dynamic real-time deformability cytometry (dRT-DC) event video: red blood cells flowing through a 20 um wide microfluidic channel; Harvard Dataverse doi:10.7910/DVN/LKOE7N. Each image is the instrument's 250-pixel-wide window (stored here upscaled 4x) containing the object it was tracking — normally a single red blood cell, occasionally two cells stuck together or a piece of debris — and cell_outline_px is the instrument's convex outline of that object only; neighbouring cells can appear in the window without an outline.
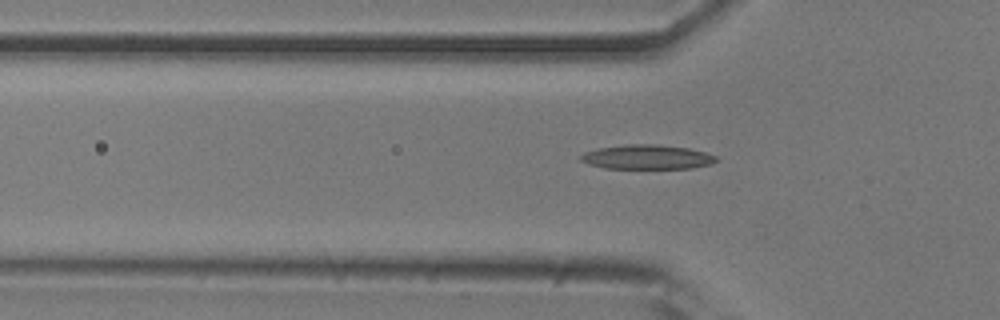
{"species": "common noctule bat (a hibernating species)", "species_latin": "Nyctalus noctula", "temperature_condition": "room temperature", "stored_images_in_passage": 48, "camera_frame_rate_fps": 3000, "um_per_image_px": 0.085, "animal": {"sex": "male", "body_mass_g": 20.5, "forearm_length_mm": 52.5}, "frame": {"image": 1, "passage_image": 11, "time_ms": 3.333, "image_size_px": [1000, 320], "cell_outline_px": [[720, 160], [708, 164], [692, 168], [604, 168], [588, 164], [580, 160], [580, 156], [584, 152], [600, 148], [628, 144], [656, 144], [688, 148], [704, 152], [716, 156]], "centroid_in_image_um": [54.99, 13.34], "position_along_channel_um": 70.8, "area_um2": 19.13}}
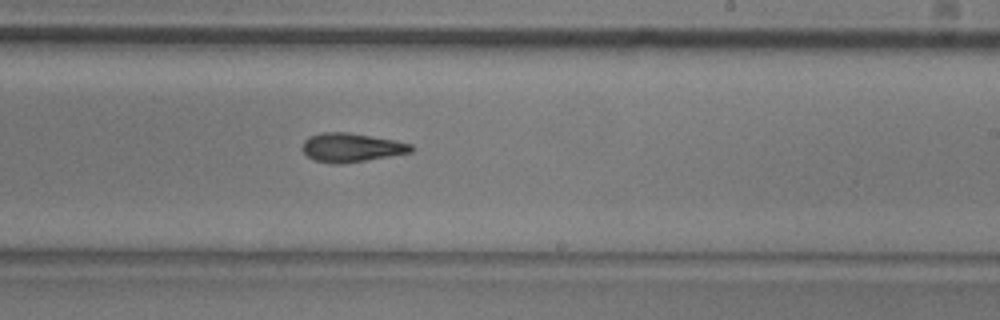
{"frame": {"image": 2, "passage_image": 26, "time_ms": 8.333, "image_size_px": [1000, 320], "cell_outline_px": [[416, 148], [412, 152], [340, 164], [336, 164], [316, 160], [308, 156], [304, 152], [304, 140], [308, 136], [320, 132], [348, 132], [392, 140], [412, 144]], "centroid_in_image_um": [29.87, 12.52], "position_along_channel_um": 259.1, "area_um2": 17.98}}
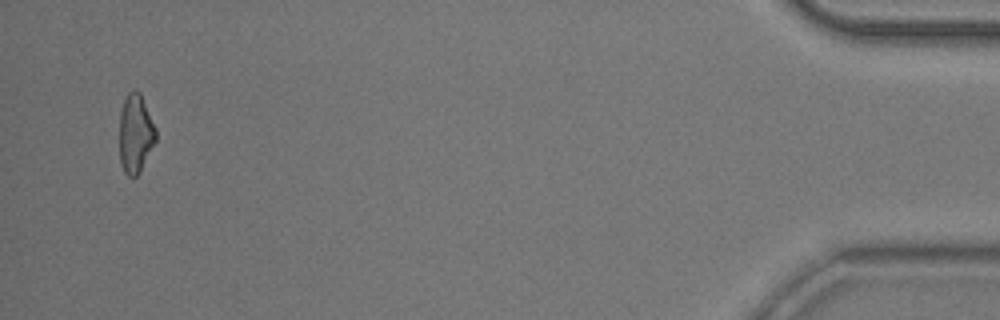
{"frame": {"image": 3, "passage_image": 46, "time_ms": 15.0, "image_size_px": [1000, 320], "cell_outline_px": [[156, 140], [140, 172], [136, 176], [128, 176], [124, 172], [120, 164], [120, 112], [124, 100], [128, 92], [136, 88], [140, 92], [156, 128]], "centroid_in_image_um": [11.51, 11.34], "position_along_channel_um": 423.7, "area_um2": 16.76}, "authors_computed_cell_mechanics": {"area_um2": 17.8602, "velocity_mm_per_s": 3.7424, "shape_relaxation_time_tau1_ms": 8.0579, "shape_relaxation_time_tau2_ms": 9.1165, "deformation_change_tau1": 0.2147, "deformation_change_tau2": 0.1722}}